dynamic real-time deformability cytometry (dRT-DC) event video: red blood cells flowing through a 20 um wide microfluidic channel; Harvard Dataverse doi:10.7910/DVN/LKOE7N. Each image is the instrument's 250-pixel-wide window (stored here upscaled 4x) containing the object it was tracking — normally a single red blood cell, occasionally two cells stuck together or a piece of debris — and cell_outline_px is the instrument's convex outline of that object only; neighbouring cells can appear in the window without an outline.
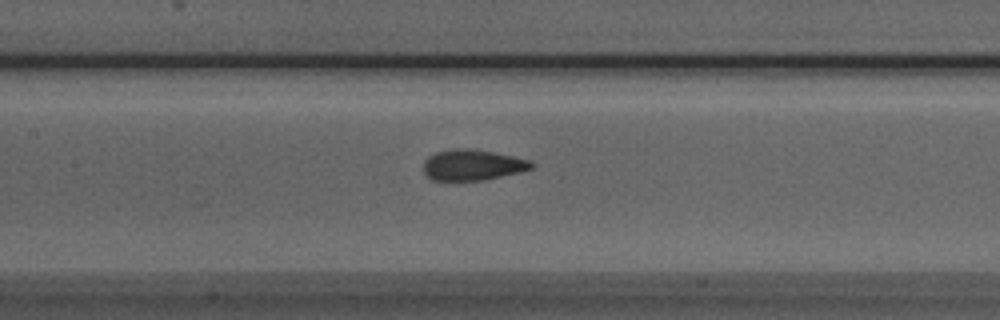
{"species": "Egyptian fruit bat (a non-hibernating species)", "species_latin": "Rousettus aegyptiacus", "temperature_condition": "room temperature", "stored_images_in_passage": 51, "camera_frame_rate_fps": 3000, "um_per_image_px": 0.085, "animal": {"sex": "male"}, "frame": {"image": 1, "passage_image": 23, "time_ms": 7.333, "image_size_px": [1000, 320], "cell_outline_px": [[536, 164], [532, 168], [520, 172], [484, 180], [432, 180], [424, 172], [424, 160], [428, 156], [436, 152], [460, 148], [472, 148], [512, 156], [528, 160]], "centroid_in_image_um": [40.16, 14.02], "position_along_channel_um": 167.2, "area_um2": 19.25}}
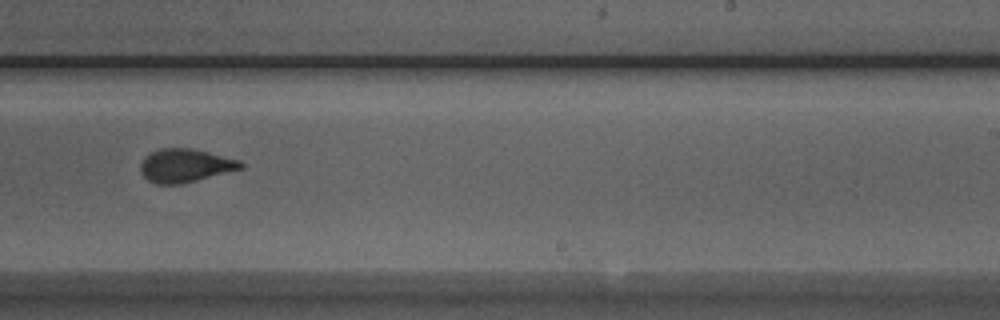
{"frame": {"image": 2, "passage_image": 31, "time_ms": 10.0, "image_size_px": [1000, 320], "cell_outline_px": [[244, 168], [180, 184], [156, 184], [148, 180], [140, 172], [140, 164], [144, 156], [160, 148], [188, 148], [240, 160], [244, 164]], "centroid_in_image_um": [15.71, 14.08], "position_along_channel_um": 273.3, "area_um2": 19.31}}
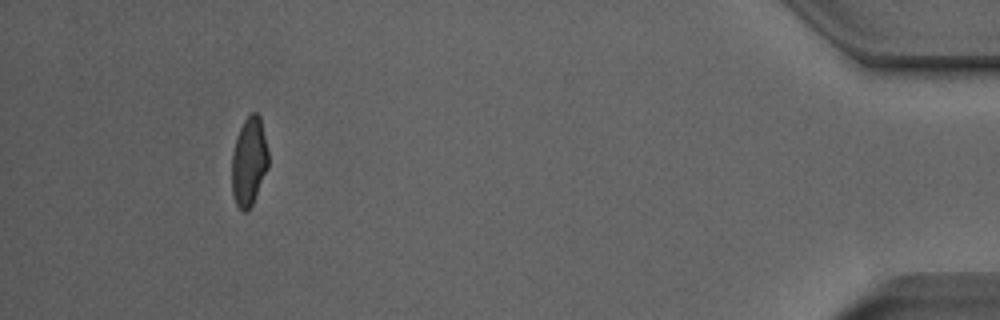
{"frame": {"image": 3, "passage_image": 47, "time_ms": 15.333, "image_size_px": [1000, 320], "cell_outline_px": [[268, 168], [252, 204], [248, 212], [244, 212], [236, 204], [232, 192], [232, 152], [236, 136], [244, 120], [252, 112], [256, 112], [260, 116], [268, 152]], "centroid_in_image_um": [21.16, 13.73], "position_along_channel_um": 414.0, "area_um2": 18.84}, "authors_computed_cell_mechanics": {"area_um2": 19.5364, "velocity_mm_per_s": 3.9977, "shape_relaxation_time_tau1_ms": 4.9018, "shape_relaxation_time_tau2_ms": 0.8915, "deformation_change_tau1": 0.1615, "deformation_change_tau2": 0.0691}}